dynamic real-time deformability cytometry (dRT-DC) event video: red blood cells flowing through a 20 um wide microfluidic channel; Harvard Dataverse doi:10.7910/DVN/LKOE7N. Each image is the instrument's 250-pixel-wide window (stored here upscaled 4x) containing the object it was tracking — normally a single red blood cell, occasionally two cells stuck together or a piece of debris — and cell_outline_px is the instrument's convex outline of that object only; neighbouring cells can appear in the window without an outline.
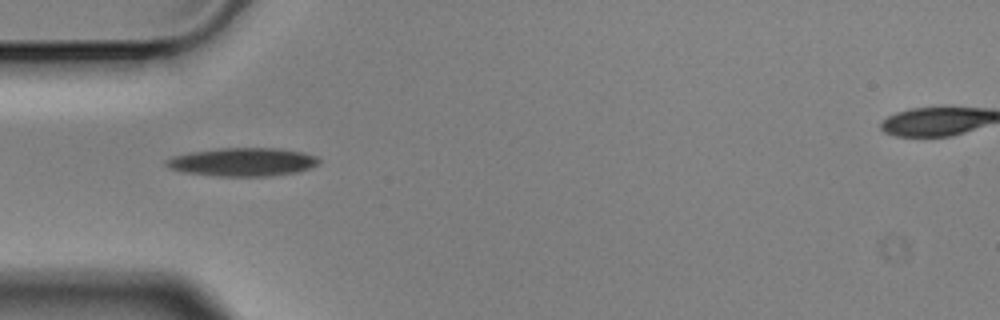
{"species": "Egyptian fruit bat (a non-hibernating species)", "species_latin": "Rousettus aegyptiacus", "temperature_condition": "cold", "stored_images_in_passage": 6, "camera_frame_rate_fps": 3000, "um_per_image_px": 0.085, "animal": {"sex": "male"}, "frame": {"image": 1, "passage_image": 5, "time_ms": 1.333, "image_size_px": [1000, 320], "cell_outline_px": [[320, 164], [296, 172], [268, 176], [220, 176], [184, 172], [172, 168], [164, 164], [164, 160], [172, 156], [188, 152], [220, 148], [280, 148], [304, 152], [320, 156]], "centroid_in_image_um": [20.66, 13.75], "position_along_channel_um": 64.3, "area_um2": 25.37}}
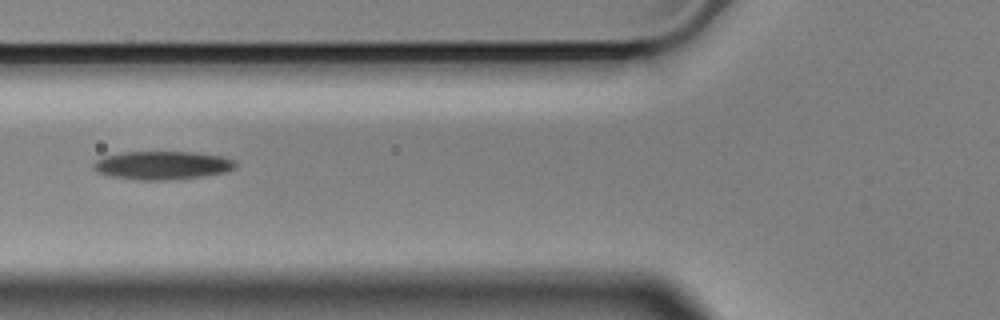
{"frame": {"image": 2, "passage_image": 6, "time_ms": 1.667, "image_size_px": [1000, 320], "cell_outline_px": [[236, 164], [232, 168], [224, 172], [204, 176], [172, 180], [140, 180], [108, 176], [96, 172], [92, 168], [92, 164], [96, 160], [104, 156], [120, 152], [196, 152], [220, 156], [232, 160]], "centroid_in_image_um": [13.71, 14.05], "position_along_channel_um": 112.1, "area_um2": 23.52}}